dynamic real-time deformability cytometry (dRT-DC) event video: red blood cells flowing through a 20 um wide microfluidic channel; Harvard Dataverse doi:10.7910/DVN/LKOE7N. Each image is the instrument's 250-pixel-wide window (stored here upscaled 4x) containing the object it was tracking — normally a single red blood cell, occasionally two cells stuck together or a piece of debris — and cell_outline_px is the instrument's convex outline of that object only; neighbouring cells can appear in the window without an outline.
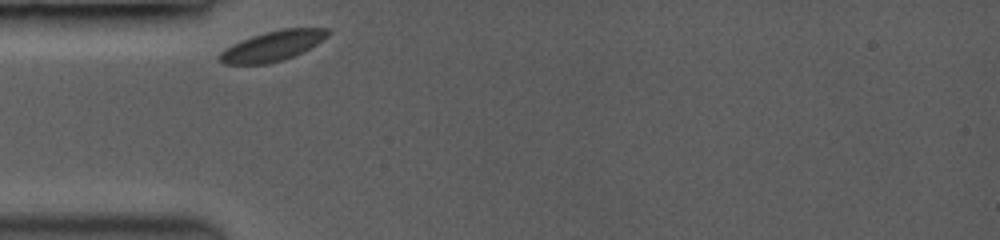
{"species": "common noctule bat (a hibernating species)", "species_latin": "Nyctalus noctula", "temperature_condition": "room temperature", "stored_images_in_passage": 34, "camera_frame_rate_fps": 3500, "um_per_image_px": 0.085, "animal": {"sex": "female", "body_mass_g": 19.0, "forearm_length_mm": 53.3}, "frame": {"image": 1, "passage_image": 1, "time_ms": 0.0, "image_size_px": [1000, 240], "cell_outline_px": [[332, 32], [328, 36], [316, 44], [292, 56], [268, 64], [224, 64], [216, 60], [216, 56], [220, 52], [232, 44], [240, 40], [264, 32], [280, 28], [328, 28]], "centroid_in_image_um": [23.12, 3.9], "position_along_channel_um": 61.9, "area_um2": 19.02}}
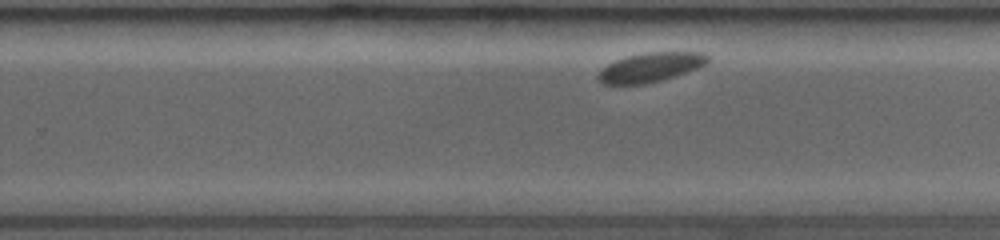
{"frame": {"image": 2, "passage_image": 22, "time_ms": 6.0, "image_size_px": [1000, 240], "cell_outline_px": [[708, 60], [704, 64], [696, 68], [660, 80], [644, 84], [604, 84], [596, 76], [608, 64], [616, 60], [628, 56], [644, 52], [704, 52], [708, 56]], "centroid_in_image_um": [55.28, 5.7], "position_along_channel_um": 274.5, "area_um2": 18.21}}
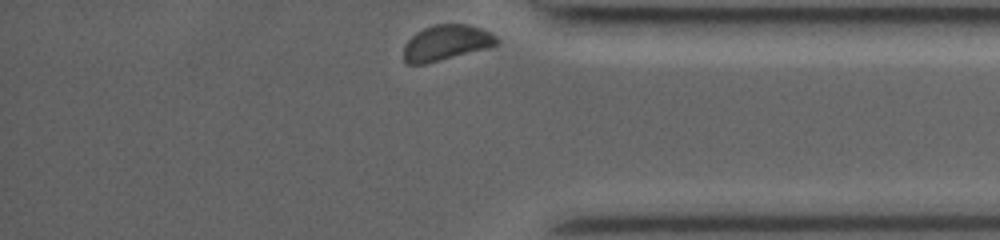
{"frame": {"image": 3, "passage_image": 34, "time_ms": 9.429, "image_size_px": [1000, 240], "cell_outline_px": [[500, 40], [496, 44], [424, 64], [408, 64], [404, 60], [404, 48], [408, 40], [416, 32], [424, 28], [436, 24], [468, 24], [492, 32]], "centroid_in_image_um": [37.9, 3.6], "position_along_channel_um": 397.3, "area_um2": 18.67}}